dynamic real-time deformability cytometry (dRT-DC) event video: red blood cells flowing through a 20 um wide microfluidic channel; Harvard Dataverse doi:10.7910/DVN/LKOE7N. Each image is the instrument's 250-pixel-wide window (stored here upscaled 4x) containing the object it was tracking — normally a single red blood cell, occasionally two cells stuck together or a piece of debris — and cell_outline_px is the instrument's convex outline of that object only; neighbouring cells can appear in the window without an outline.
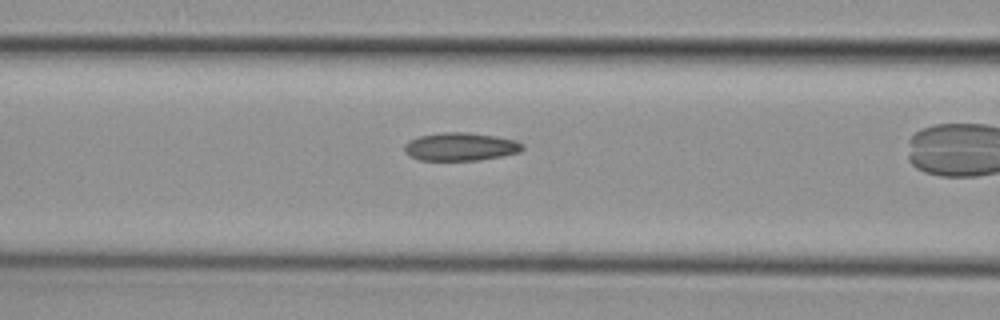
{"species": "common noctule bat (a hibernating species)", "species_latin": "Nyctalus noctula", "temperature_condition": "cold", "stored_images_in_passage": 24, "camera_frame_rate_fps": 3000, "um_per_image_px": 0.085, "animal": {"sex": "female", "body_mass_g": 29.2, "forearm_length_mm": 56.3}, "frame": {"image": 1, "passage_image": 3, "time_ms": 0.667, "image_size_px": [1000, 320], "cell_outline_px": [[524, 148], [520, 152], [480, 160], [420, 160], [404, 152], [404, 144], [408, 140], [420, 136], [444, 132], [468, 132], [496, 136], [516, 140], [524, 144]], "centroid_in_image_um": [39.16, 12.46], "position_along_channel_um": 127.4, "area_um2": 19.36}}
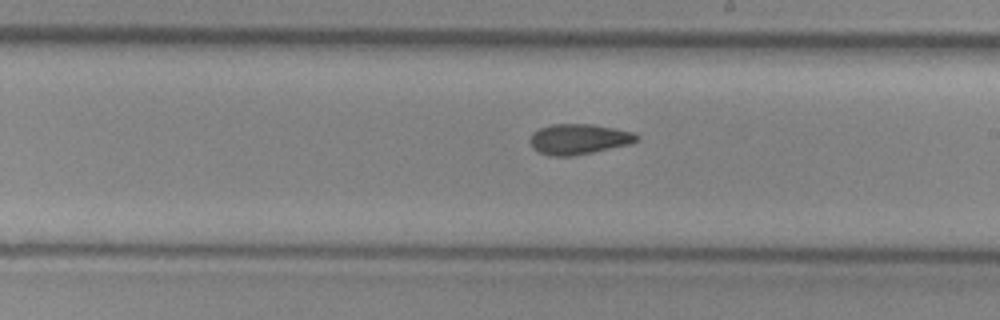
{"frame": {"image": 2, "passage_image": 12, "time_ms": 3.667, "image_size_px": [1000, 320], "cell_outline_px": [[640, 140], [628, 144], [592, 152], [572, 156], [548, 156], [532, 148], [528, 140], [532, 132], [540, 128], [552, 124], [592, 124], [632, 132], [640, 136]], "centroid_in_image_um": [49.15, 11.82], "position_along_channel_um": 239.9, "area_um2": 18.9}}
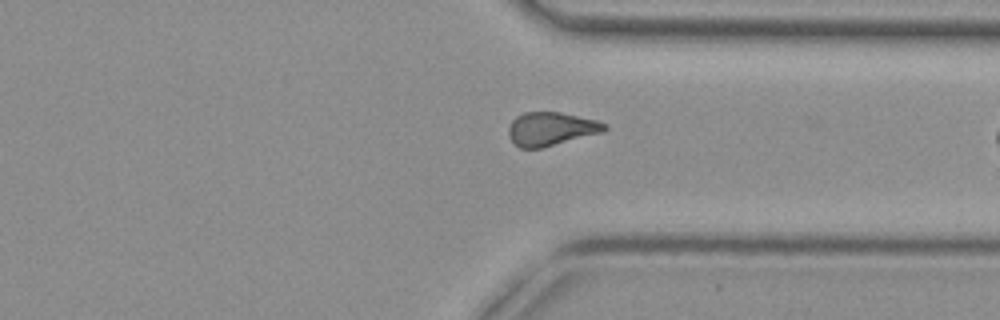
{"frame": {"image": 3, "passage_image": 22, "time_ms": 7.0, "image_size_px": [1000, 320], "cell_outline_px": [[608, 128], [604, 132], [540, 148], [520, 148], [508, 136], [508, 128], [512, 120], [516, 116], [524, 112], [560, 112], [596, 120], [604, 124]], "centroid_in_image_um": [46.82, 10.95], "position_along_channel_um": 364.6, "area_um2": 18.61}}